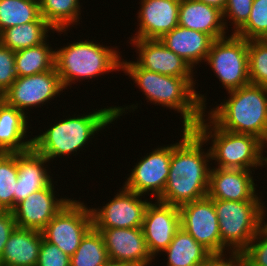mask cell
I'll use <instances>...</instances> for the list:
<instances>
[{"instance_id": "obj_1", "label": "cell", "mask_w": 267, "mask_h": 266, "mask_svg": "<svg viewBox=\"0 0 267 266\" xmlns=\"http://www.w3.org/2000/svg\"><path fill=\"white\" fill-rule=\"evenodd\" d=\"M179 142L171 144L169 176L163 193L155 200L180 207L207 197L211 166L210 149L195 129L183 128ZM208 162V163H207Z\"/></svg>"}, {"instance_id": "obj_2", "label": "cell", "mask_w": 267, "mask_h": 266, "mask_svg": "<svg viewBox=\"0 0 267 266\" xmlns=\"http://www.w3.org/2000/svg\"><path fill=\"white\" fill-rule=\"evenodd\" d=\"M121 69L141 87L146 100L180 113L183 128L194 129L202 119L207 109L206 98L195 90L193 77L162 75L141 68L135 61L123 59Z\"/></svg>"}, {"instance_id": "obj_3", "label": "cell", "mask_w": 267, "mask_h": 266, "mask_svg": "<svg viewBox=\"0 0 267 266\" xmlns=\"http://www.w3.org/2000/svg\"><path fill=\"white\" fill-rule=\"evenodd\" d=\"M136 105L131 106H111L109 108H101L97 111L90 112L88 115L83 114L77 117H68L53 124L47 131L40 135H35L32 142V147L46 157L49 162L56 157H63L73 154L81 150L84 145H88L94 134L104 129L108 124L120 118L123 113L126 114L125 109H133L135 111ZM93 136V137H92Z\"/></svg>"}, {"instance_id": "obj_4", "label": "cell", "mask_w": 267, "mask_h": 266, "mask_svg": "<svg viewBox=\"0 0 267 266\" xmlns=\"http://www.w3.org/2000/svg\"><path fill=\"white\" fill-rule=\"evenodd\" d=\"M229 98L207 112L219 128L256 136L267 146V87L248 84L227 92Z\"/></svg>"}, {"instance_id": "obj_5", "label": "cell", "mask_w": 267, "mask_h": 266, "mask_svg": "<svg viewBox=\"0 0 267 266\" xmlns=\"http://www.w3.org/2000/svg\"><path fill=\"white\" fill-rule=\"evenodd\" d=\"M205 116L204 113L194 129L207 143L212 140L209 149L211 160L217 162L216 167L253 170L265 165L263 150L266 145L260 139L250 134H237L223 130L210 118L205 119Z\"/></svg>"}, {"instance_id": "obj_6", "label": "cell", "mask_w": 267, "mask_h": 266, "mask_svg": "<svg viewBox=\"0 0 267 266\" xmlns=\"http://www.w3.org/2000/svg\"><path fill=\"white\" fill-rule=\"evenodd\" d=\"M112 48L86 39L63 46L57 51L55 49V69L64 89L75 84V80H90L107 72L121 70L120 52Z\"/></svg>"}, {"instance_id": "obj_7", "label": "cell", "mask_w": 267, "mask_h": 266, "mask_svg": "<svg viewBox=\"0 0 267 266\" xmlns=\"http://www.w3.org/2000/svg\"><path fill=\"white\" fill-rule=\"evenodd\" d=\"M221 235V253L243 252L265 223L262 200L213 199Z\"/></svg>"}, {"instance_id": "obj_8", "label": "cell", "mask_w": 267, "mask_h": 266, "mask_svg": "<svg viewBox=\"0 0 267 266\" xmlns=\"http://www.w3.org/2000/svg\"><path fill=\"white\" fill-rule=\"evenodd\" d=\"M226 91L250 84L248 40L230 34L214 40L206 61Z\"/></svg>"}, {"instance_id": "obj_9", "label": "cell", "mask_w": 267, "mask_h": 266, "mask_svg": "<svg viewBox=\"0 0 267 266\" xmlns=\"http://www.w3.org/2000/svg\"><path fill=\"white\" fill-rule=\"evenodd\" d=\"M93 227L91 208L83 202H68L41 231L43 239L72 256L82 238Z\"/></svg>"}, {"instance_id": "obj_10", "label": "cell", "mask_w": 267, "mask_h": 266, "mask_svg": "<svg viewBox=\"0 0 267 266\" xmlns=\"http://www.w3.org/2000/svg\"><path fill=\"white\" fill-rule=\"evenodd\" d=\"M60 76L55 67L52 70L31 76L17 77L9 89L1 96L8 105L26 112L29 107H37L49 102L64 92ZM54 97V98H53Z\"/></svg>"}, {"instance_id": "obj_11", "label": "cell", "mask_w": 267, "mask_h": 266, "mask_svg": "<svg viewBox=\"0 0 267 266\" xmlns=\"http://www.w3.org/2000/svg\"><path fill=\"white\" fill-rule=\"evenodd\" d=\"M143 195L128 190L124 186L105 206L92 208L93 227L108 228H142L148 200Z\"/></svg>"}, {"instance_id": "obj_12", "label": "cell", "mask_w": 267, "mask_h": 266, "mask_svg": "<svg viewBox=\"0 0 267 266\" xmlns=\"http://www.w3.org/2000/svg\"><path fill=\"white\" fill-rule=\"evenodd\" d=\"M181 227L211 254L221 253V235L213 199L208 196L179 207Z\"/></svg>"}, {"instance_id": "obj_13", "label": "cell", "mask_w": 267, "mask_h": 266, "mask_svg": "<svg viewBox=\"0 0 267 266\" xmlns=\"http://www.w3.org/2000/svg\"><path fill=\"white\" fill-rule=\"evenodd\" d=\"M171 160V144L160 146L140 159L123 186L137 194H151L157 199L166 186Z\"/></svg>"}, {"instance_id": "obj_14", "label": "cell", "mask_w": 267, "mask_h": 266, "mask_svg": "<svg viewBox=\"0 0 267 266\" xmlns=\"http://www.w3.org/2000/svg\"><path fill=\"white\" fill-rule=\"evenodd\" d=\"M155 201L147 205L142 223L146 246L153 260L159 252L162 254L181 228L179 207Z\"/></svg>"}, {"instance_id": "obj_15", "label": "cell", "mask_w": 267, "mask_h": 266, "mask_svg": "<svg viewBox=\"0 0 267 266\" xmlns=\"http://www.w3.org/2000/svg\"><path fill=\"white\" fill-rule=\"evenodd\" d=\"M54 185L28 195L11 210L18 228L42 231L72 199L56 198Z\"/></svg>"}, {"instance_id": "obj_16", "label": "cell", "mask_w": 267, "mask_h": 266, "mask_svg": "<svg viewBox=\"0 0 267 266\" xmlns=\"http://www.w3.org/2000/svg\"><path fill=\"white\" fill-rule=\"evenodd\" d=\"M104 240L109 259L132 266H149L153 258L146 246L142 228L96 229Z\"/></svg>"}, {"instance_id": "obj_17", "label": "cell", "mask_w": 267, "mask_h": 266, "mask_svg": "<svg viewBox=\"0 0 267 266\" xmlns=\"http://www.w3.org/2000/svg\"><path fill=\"white\" fill-rule=\"evenodd\" d=\"M131 41V42H130ZM137 48V61L141 68L162 75L194 77L193 69L181 57L169 50L159 39H130Z\"/></svg>"}, {"instance_id": "obj_18", "label": "cell", "mask_w": 267, "mask_h": 266, "mask_svg": "<svg viewBox=\"0 0 267 266\" xmlns=\"http://www.w3.org/2000/svg\"><path fill=\"white\" fill-rule=\"evenodd\" d=\"M255 186L251 170L213 167L207 196L210 199L230 201L262 200Z\"/></svg>"}, {"instance_id": "obj_19", "label": "cell", "mask_w": 267, "mask_h": 266, "mask_svg": "<svg viewBox=\"0 0 267 266\" xmlns=\"http://www.w3.org/2000/svg\"><path fill=\"white\" fill-rule=\"evenodd\" d=\"M138 32L131 39H160L178 26L180 0H141Z\"/></svg>"}, {"instance_id": "obj_20", "label": "cell", "mask_w": 267, "mask_h": 266, "mask_svg": "<svg viewBox=\"0 0 267 266\" xmlns=\"http://www.w3.org/2000/svg\"><path fill=\"white\" fill-rule=\"evenodd\" d=\"M49 160L37 152L33 147L17 152V181L14 193V207L24 200L28 195L48 187L53 179L47 172Z\"/></svg>"}, {"instance_id": "obj_21", "label": "cell", "mask_w": 267, "mask_h": 266, "mask_svg": "<svg viewBox=\"0 0 267 266\" xmlns=\"http://www.w3.org/2000/svg\"><path fill=\"white\" fill-rule=\"evenodd\" d=\"M159 40L169 50L185 60L192 69L196 64L206 61L214 42L210 35L180 25L164 34Z\"/></svg>"}, {"instance_id": "obj_22", "label": "cell", "mask_w": 267, "mask_h": 266, "mask_svg": "<svg viewBox=\"0 0 267 266\" xmlns=\"http://www.w3.org/2000/svg\"><path fill=\"white\" fill-rule=\"evenodd\" d=\"M178 25L206 33L214 40L227 33L223 12L198 0H180Z\"/></svg>"}, {"instance_id": "obj_23", "label": "cell", "mask_w": 267, "mask_h": 266, "mask_svg": "<svg viewBox=\"0 0 267 266\" xmlns=\"http://www.w3.org/2000/svg\"><path fill=\"white\" fill-rule=\"evenodd\" d=\"M27 114L0 98V153L23 152L32 147L33 138L24 139L28 138Z\"/></svg>"}, {"instance_id": "obj_24", "label": "cell", "mask_w": 267, "mask_h": 266, "mask_svg": "<svg viewBox=\"0 0 267 266\" xmlns=\"http://www.w3.org/2000/svg\"><path fill=\"white\" fill-rule=\"evenodd\" d=\"M42 233L32 229L16 227L6 242L1 266H37Z\"/></svg>"}, {"instance_id": "obj_25", "label": "cell", "mask_w": 267, "mask_h": 266, "mask_svg": "<svg viewBox=\"0 0 267 266\" xmlns=\"http://www.w3.org/2000/svg\"><path fill=\"white\" fill-rule=\"evenodd\" d=\"M167 253V266H201L211 253L182 227L176 232Z\"/></svg>"}, {"instance_id": "obj_26", "label": "cell", "mask_w": 267, "mask_h": 266, "mask_svg": "<svg viewBox=\"0 0 267 266\" xmlns=\"http://www.w3.org/2000/svg\"><path fill=\"white\" fill-rule=\"evenodd\" d=\"M54 29L46 21H33L13 26L0 33V43L13 51L42 44Z\"/></svg>"}, {"instance_id": "obj_27", "label": "cell", "mask_w": 267, "mask_h": 266, "mask_svg": "<svg viewBox=\"0 0 267 266\" xmlns=\"http://www.w3.org/2000/svg\"><path fill=\"white\" fill-rule=\"evenodd\" d=\"M55 51L47 39L40 45L15 51L17 77L31 76L55 67Z\"/></svg>"}, {"instance_id": "obj_28", "label": "cell", "mask_w": 267, "mask_h": 266, "mask_svg": "<svg viewBox=\"0 0 267 266\" xmlns=\"http://www.w3.org/2000/svg\"><path fill=\"white\" fill-rule=\"evenodd\" d=\"M40 13L46 22L61 33L79 22L81 5L79 0H39Z\"/></svg>"}, {"instance_id": "obj_29", "label": "cell", "mask_w": 267, "mask_h": 266, "mask_svg": "<svg viewBox=\"0 0 267 266\" xmlns=\"http://www.w3.org/2000/svg\"><path fill=\"white\" fill-rule=\"evenodd\" d=\"M33 21H46L41 16L39 0H0V33Z\"/></svg>"}, {"instance_id": "obj_30", "label": "cell", "mask_w": 267, "mask_h": 266, "mask_svg": "<svg viewBox=\"0 0 267 266\" xmlns=\"http://www.w3.org/2000/svg\"><path fill=\"white\" fill-rule=\"evenodd\" d=\"M109 259L101 233L92 227L70 257V266H102Z\"/></svg>"}, {"instance_id": "obj_31", "label": "cell", "mask_w": 267, "mask_h": 266, "mask_svg": "<svg viewBox=\"0 0 267 266\" xmlns=\"http://www.w3.org/2000/svg\"><path fill=\"white\" fill-rule=\"evenodd\" d=\"M17 178V153H0V210L14 208Z\"/></svg>"}, {"instance_id": "obj_32", "label": "cell", "mask_w": 267, "mask_h": 266, "mask_svg": "<svg viewBox=\"0 0 267 266\" xmlns=\"http://www.w3.org/2000/svg\"><path fill=\"white\" fill-rule=\"evenodd\" d=\"M235 35L246 40H262L267 35V0H253L247 22Z\"/></svg>"}, {"instance_id": "obj_33", "label": "cell", "mask_w": 267, "mask_h": 266, "mask_svg": "<svg viewBox=\"0 0 267 266\" xmlns=\"http://www.w3.org/2000/svg\"><path fill=\"white\" fill-rule=\"evenodd\" d=\"M250 84L267 87V45L262 40H248Z\"/></svg>"}, {"instance_id": "obj_34", "label": "cell", "mask_w": 267, "mask_h": 266, "mask_svg": "<svg viewBox=\"0 0 267 266\" xmlns=\"http://www.w3.org/2000/svg\"><path fill=\"white\" fill-rule=\"evenodd\" d=\"M248 266H267V223L243 251Z\"/></svg>"}, {"instance_id": "obj_35", "label": "cell", "mask_w": 267, "mask_h": 266, "mask_svg": "<svg viewBox=\"0 0 267 266\" xmlns=\"http://www.w3.org/2000/svg\"><path fill=\"white\" fill-rule=\"evenodd\" d=\"M253 0H227L225 8L223 10V20L225 21L226 30L228 25L226 22L227 18L234 25V31L231 32L235 34L248 20Z\"/></svg>"}, {"instance_id": "obj_36", "label": "cell", "mask_w": 267, "mask_h": 266, "mask_svg": "<svg viewBox=\"0 0 267 266\" xmlns=\"http://www.w3.org/2000/svg\"><path fill=\"white\" fill-rule=\"evenodd\" d=\"M16 78L15 51L0 43V98Z\"/></svg>"}, {"instance_id": "obj_37", "label": "cell", "mask_w": 267, "mask_h": 266, "mask_svg": "<svg viewBox=\"0 0 267 266\" xmlns=\"http://www.w3.org/2000/svg\"><path fill=\"white\" fill-rule=\"evenodd\" d=\"M37 266H70V256L55 244L42 239Z\"/></svg>"}, {"instance_id": "obj_38", "label": "cell", "mask_w": 267, "mask_h": 266, "mask_svg": "<svg viewBox=\"0 0 267 266\" xmlns=\"http://www.w3.org/2000/svg\"><path fill=\"white\" fill-rule=\"evenodd\" d=\"M230 258L224 253L211 254L201 266H248L243 252H229Z\"/></svg>"}, {"instance_id": "obj_39", "label": "cell", "mask_w": 267, "mask_h": 266, "mask_svg": "<svg viewBox=\"0 0 267 266\" xmlns=\"http://www.w3.org/2000/svg\"><path fill=\"white\" fill-rule=\"evenodd\" d=\"M17 227L11 210H0V259L10 234Z\"/></svg>"}, {"instance_id": "obj_40", "label": "cell", "mask_w": 267, "mask_h": 266, "mask_svg": "<svg viewBox=\"0 0 267 266\" xmlns=\"http://www.w3.org/2000/svg\"><path fill=\"white\" fill-rule=\"evenodd\" d=\"M202 3H205L209 6L215 7L223 12L227 0H198Z\"/></svg>"}, {"instance_id": "obj_41", "label": "cell", "mask_w": 267, "mask_h": 266, "mask_svg": "<svg viewBox=\"0 0 267 266\" xmlns=\"http://www.w3.org/2000/svg\"><path fill=\"white\" fill-rule=\"evenodd\" d=\"M102 266H132L130 264L108 259Z\"/></svg>"}, {"instance_id": "obj_42", "label": "cell", "mask_w": 267, "mask_h": 266, "mask_svg": "<svg viewBox=\"0 0 267 266\" xmlns=\"http://www.w3.org/2000/svg\"><path fill=\"white\" fill-rule=\"evenodd\" d=\"M262 41L267 45V35L262 39Z\"/></svg>"}, {"instance_id": "obj_43", "label": "cell", "mask_w": 267, "mask_h": 266, "mask_svg": "<svg viewBox=\"0 0 267 266\" xmlns=\"http://www.w3.org/2000/svg\"><path fill=\"white\" fill-rule=\"evenodd\" d=\"M265 165H267V157H265Z\"/></svg>"}]
</instances>
